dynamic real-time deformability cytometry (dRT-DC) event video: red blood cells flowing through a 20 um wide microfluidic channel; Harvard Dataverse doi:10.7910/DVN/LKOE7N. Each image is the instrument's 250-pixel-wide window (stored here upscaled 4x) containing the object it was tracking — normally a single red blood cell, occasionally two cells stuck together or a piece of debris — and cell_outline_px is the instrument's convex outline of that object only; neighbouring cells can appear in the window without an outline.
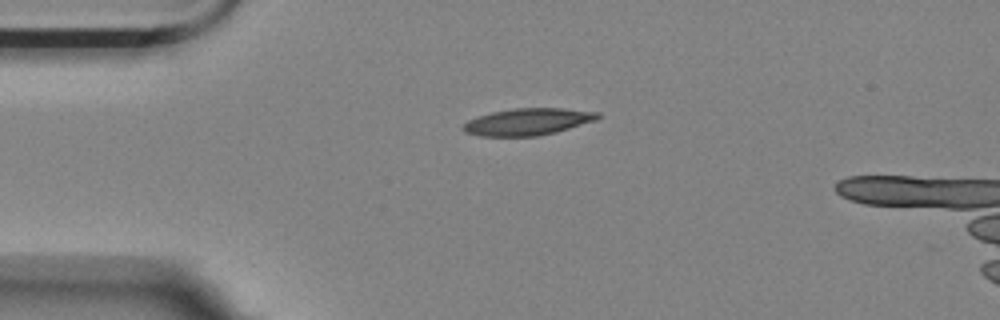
{"species": "Egyptian fruit bat (a non-hibernating species)", "species_latin": "Rousettus aegyptiacus", "temperature_condition": "room temperature", "stored_images_in_passage": 41, "camera_frame_rate_fps": 3000, "um_per_image_px": 0.085, "animal": {"sex": "female"}, "frame": {"image": 1, "passage_image": 1, "time_ms": 0.0, "image_size_px": [1000, 320], "cell_outline_px": [[604, 116], [596, 120], [556, 132], [536, 136], [480, 136], [464, 132], [460, 128], [468, 120], [492, 112], [512, 108], [564, 108], [600, 112]], "centroid_in_image_um": [44.89, 10.34], "position_along_channel_um": 40.1, "area_um2": 21.21}}
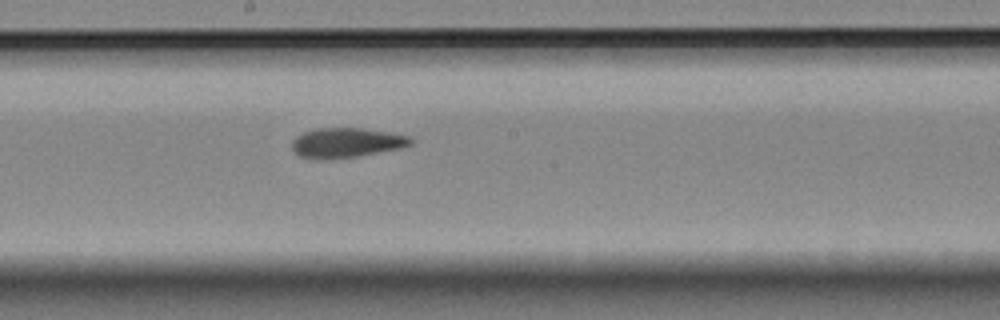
{"frame": {"image": 2, "passage_image": 18, "time_ms": 5.667, "image_size_px": [1000, 320], "cell_outline_px": [[412, 144], [400, 148], [356, 156], [324, 160], [316, 160], [300, 156], [292, 148], [292, 140], [296, 136], [304, 132], [316, 128], [360, 128], [388, 132], [412, 136]], "centroid_in_image_um": [29.42, 12.13], "position_along_channel_um": 218.8, "area_um2": 20.58}}
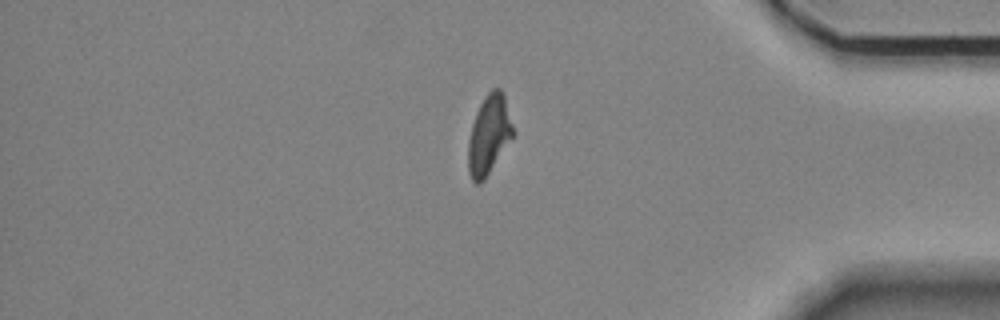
{"frame": {"image": 3, "passage_image": 35, "time_ms": 11.333, "image_size_px": [1000, 320], "cell_outline_px": [[516, 132], [484, 180], [480, 184], [476, 184], [472, 180], [468, 172], [468, 140], [472, 124], [476, 112], [484, 96], [492, 88], [500, 88], [504, 92]], "centroid_in_image_um": [41.58, 11.42], "position_along_channel_um": 393.6, "area_um2": 21.04}}